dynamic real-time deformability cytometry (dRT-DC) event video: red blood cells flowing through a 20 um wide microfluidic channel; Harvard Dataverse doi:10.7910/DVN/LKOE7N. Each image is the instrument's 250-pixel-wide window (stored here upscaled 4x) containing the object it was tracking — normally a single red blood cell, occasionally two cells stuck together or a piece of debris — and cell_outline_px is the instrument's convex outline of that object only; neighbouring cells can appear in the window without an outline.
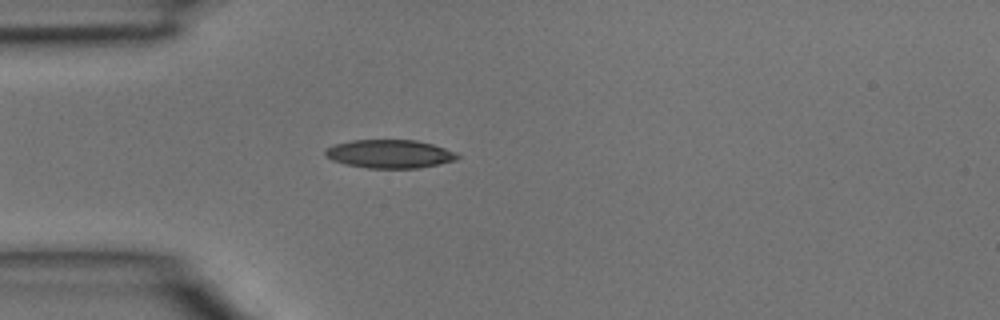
{"species": "common noctule bat (a hibernating species)", "species_latin": "Nyctalus noctula", "temperature_condition": "room temperature", "stored_images_in_passage": 3, "camera_frame_rate_fps": 3000, "um_per_image_px": 0.085, "animal": {"sex": "male", "body_mass_g": 15.6}, "frame": {"image": 1, "passage_image": 3, "time_ms": 0.667, "image_size_px": [1000, 320], "cell_outline_px": [[460, 156], [456, 160], [440, 164], [420, 168], [368, 168], [344, 164], [332, 160], [324, 156], [324, 152], [328, 148], [336, 144], [352, 140], [416, 140], [432, 144], [456, 152]], "centroid_in_image_um": [33.13, 13.09], "position_along_channel_um": 51.9, "area_um2": 21.91}}